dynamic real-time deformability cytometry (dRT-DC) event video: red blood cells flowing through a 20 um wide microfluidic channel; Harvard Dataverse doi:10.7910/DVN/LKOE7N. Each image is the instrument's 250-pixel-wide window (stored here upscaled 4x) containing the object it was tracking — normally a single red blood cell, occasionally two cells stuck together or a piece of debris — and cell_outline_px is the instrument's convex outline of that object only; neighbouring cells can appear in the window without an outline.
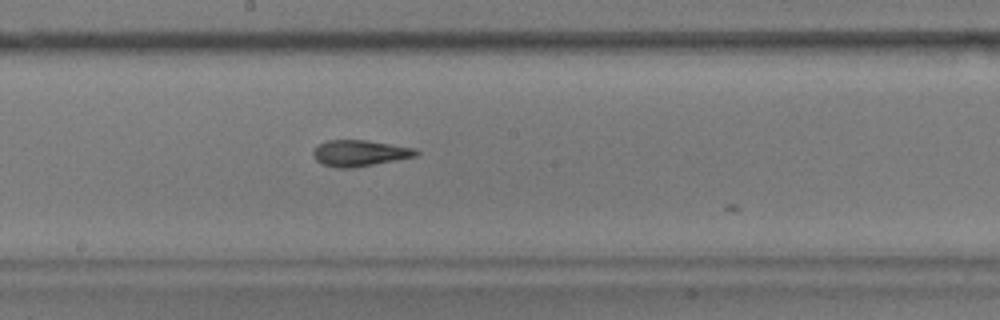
{"species": "common noctule bat (a hibernating species)", "species_latin": "Nyctalus noctula", "temperature_condition": "warm", "stored_images_in_passage": 14, "camera_frame_rate_fps": 3000, "um_per_image_px": 0.085, "animal": {"sex": "male", "body_mass_g": 17.9}, "frame": {"image": 1, "passage_image": 13, "time_ms": 4.0, "image_size_px": [1000, 320], "cell_outline_px": [[420, 152], [416, 156], [396, 160], [352, 168], [336, 168], [324, 164], [316, 160], [312, 156], [312, 152], [320, 144], [328, 140], [364, 140], [416, 148]], "centroid_in_image_um": [30.58, 13.02], "position_along_channel_um": 217.6, "area_um2": 15.55}}